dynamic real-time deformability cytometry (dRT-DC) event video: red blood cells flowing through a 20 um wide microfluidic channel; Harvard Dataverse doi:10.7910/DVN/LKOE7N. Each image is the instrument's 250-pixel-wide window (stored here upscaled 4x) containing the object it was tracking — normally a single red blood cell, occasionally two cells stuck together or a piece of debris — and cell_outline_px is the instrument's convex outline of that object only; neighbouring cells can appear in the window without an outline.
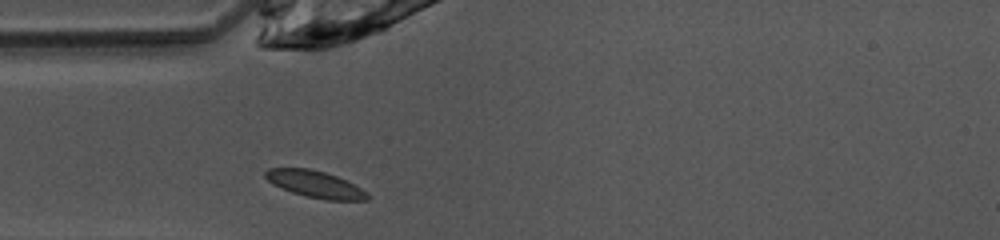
{"species": "common noctule bat (a hibernating species)", "species_latin": "Nyctalus noctula", "temperature_condition": "warm", "stored_images_in_passage": 36, "camera_frame_rate_fps": 3000, "um_per_image_px": 0.085, "animal": {"sex": "female", "body_mass_g": 10.0, "forearm_length_mm": 53.1}, "frame": {"image": 1, "passage_image": 1, "time_ms": 0.0, "image_size_px": [1000, 240], "cell_outline_px": [[372, 196], [368, 200], [328, 200], [304, 196], [280, 188], [272, 184], [264, 176], [264, 172], [268, 168], [308, 168], [324, 172], [336, 176], [368, 192]], "centroid_in_image_um": [26.77, 15.66], "position_along_channel_um": 58.2, "area_um2": 15.95}}
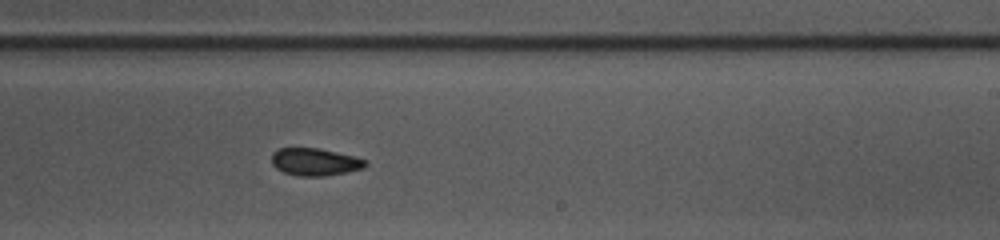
{"frame": {"image": 2, "passage_image": 16, "time_ms": 5.0, "image_size_px": [1000, 240], "cell_outline_px": [[368, 164], [364, 168], [348, 172], [324, 176], [296, 176], [284, 172], [276, 168], [272, 164], [272, 152], [280, 148], [320, 148], [356, 156], [368, 160]], "centroid_in_image_um": [26.81, 13.76], "position_along_channel_um": 262.2, "area_um2": 15.26}}
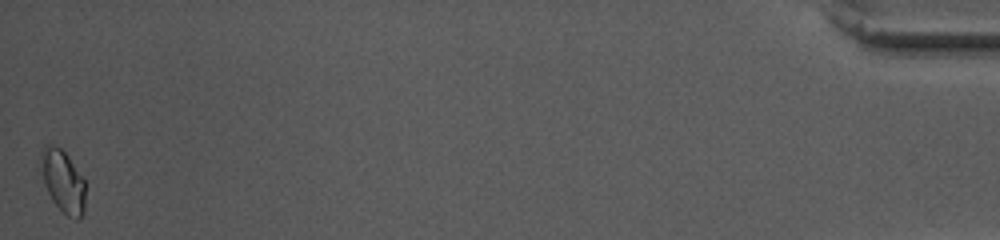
{"frame": {"image": 3, "passage_image": 36, "time_ms": 11.667, "image_size_px": [1000, 240], "cell_outline_px": [[84, 212], [76, 220], [68, 216], [52, 200], [44, 184], [44, 148], [52, 144], [60, 148], [68, 156], [84, 180]], "centroid_in_image_um": [5.41, 15.47], "position_along_channel_um": 429.8, "area_um2": 15.14}, "authors_computed_cell_mechanics": {"area_um2": 15.1436, "velocity_mm_per_s": 4.0795, "shape_relaxation_time_tau1_ms": 5.0905, "shape_relaxation_time_tau2_ms": 1.6997, "deformation_change_tau1": 0.0904, "deformation_change_tau2": 0.0376}}